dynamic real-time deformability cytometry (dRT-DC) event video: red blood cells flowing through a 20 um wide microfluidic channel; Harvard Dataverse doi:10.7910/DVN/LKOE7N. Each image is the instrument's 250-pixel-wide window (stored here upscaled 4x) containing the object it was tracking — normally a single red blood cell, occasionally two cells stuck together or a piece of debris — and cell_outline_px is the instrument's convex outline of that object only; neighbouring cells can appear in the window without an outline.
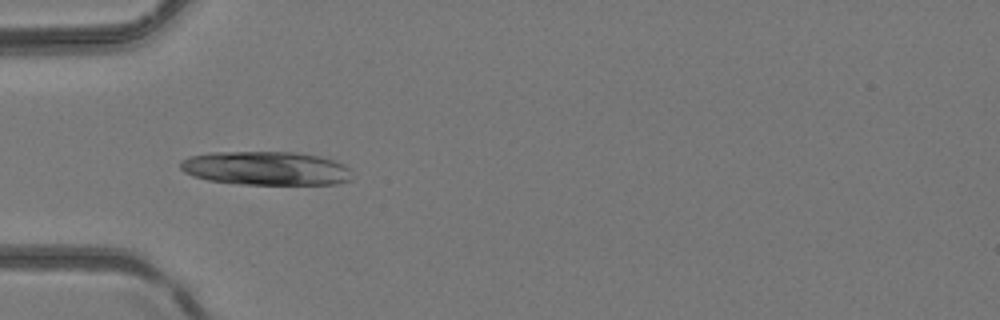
{"species": "common noctule bat (a hibernating species)", "species_latin": "Nyctalus noctula", "temperature_condition": "room temperature", "stored_images_in_passage": 18, "camera_frame_rate_fps": 3000, "um_per_image_px": 0.085, "animal": {"sex": "female", "body_mass_g": 24.6, "forearm_length_mm": 56.2}, "frame": {"image": 1, "passage_image": 3, "time_ms": 0.667, "image_size_px": [1000, 320], "cell_outline_px": [[352, 180], [336, 184], [240, 184], [208, 180], [192, 176], [184, 172], [180, 168], [180, 160], [192, 156], [212, 152], [296, 152], [320, 156], [344, 164], [348, 168]], "centroid_in_image_um": [22.6, 14.3], "position_along_channel_um": 62.4, "area_um2": 33.81}}
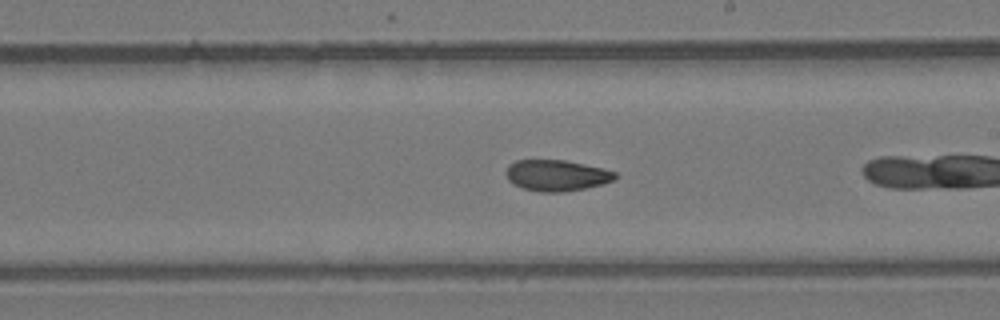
{"frame": {"image": 2, "passage_image": 13, "time_ms": 4.0, "image_size_px": [1000, 320], "cell_outline_px": [[616, 176], [612, 180], [600, 184], [584, 188], [564, 192], [540, 192], [524, 188], [512, 184], [508, 180], [504, 172], [508, 164], [516, 160], [564, 160], [604, 168], [616, 172]], "centroid_in_image_um": [47.25, 14.9], "position_along_channel_um": 241.8, "area_um2": 19.77}}
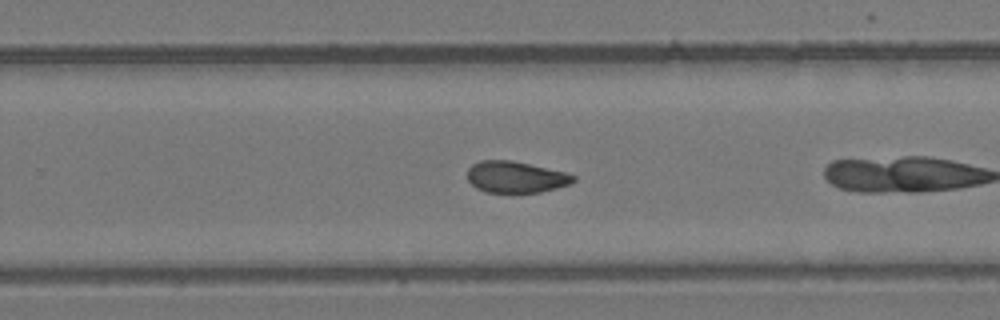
{"frame": {"image": 3, "passage_image": 16, "time_ms": 5.0, "image_size_px": [1000, 320], "cell_outline_px": [[576, 180], [568, 184], [556, 188], [540, 192], [484, 192], [476, 188], [468, 180], [468, 168], [472, 164], [480, 160], [512, 160], [564, 172], [576, 176]], "centroid_in_image_um": [43.81, 15.04], "position_along_channel_um": 286.0, "area_um2": 19.31}}